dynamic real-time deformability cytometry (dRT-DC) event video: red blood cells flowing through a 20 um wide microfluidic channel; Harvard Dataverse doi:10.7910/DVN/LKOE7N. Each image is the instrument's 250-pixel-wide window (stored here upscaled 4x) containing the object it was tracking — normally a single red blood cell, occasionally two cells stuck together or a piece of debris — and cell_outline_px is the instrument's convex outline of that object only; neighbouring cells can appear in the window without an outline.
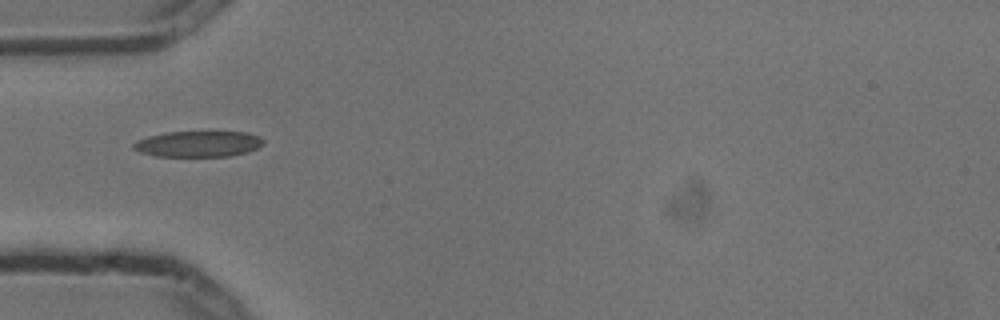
{"species": "common noctule bat (a hibernating species)", "species_latin": "Nyctalus noctula", "temperature_condition": "cold", "stored_images_in_passage": 3, "camera_frame_rate_fps": 3000, "um_per_image_px": 0.085, "animal": {"sex": "male", "body_mass_g": 13.3}, "frame": {"image": 1, "passage_image": 1, "time_ms": 0.0, "image_size_px": [1000, 320], "cell_outline_px": [[264, 144], [256, 148], [244, 152], [228, 156], [156, 156], [140, 152], [132, 148], [132, 144], [136, 140], [148, 136], [164, 132], [248, 132], [260, 136], [264, 140]], "centroid_in_image_um": [16.82, 12.22], "position_along_channel_um": 68.2, "area_um2": 19.59}}
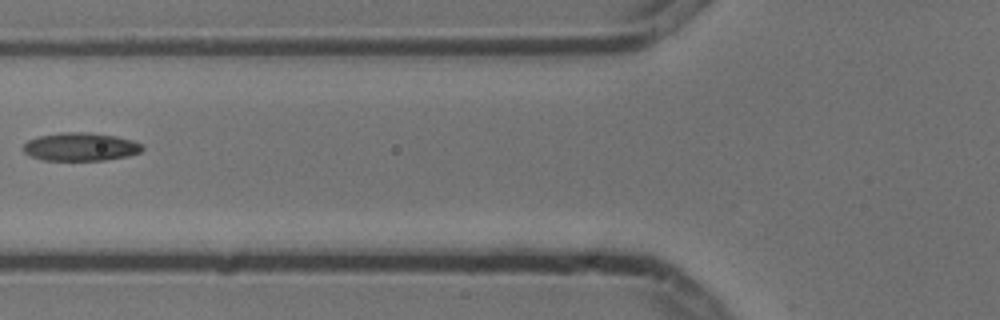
{"frame": {"image": 2, "passage_image": 2, "time_ms": 0.333, "image_size_px": [1000, 320], "cell_outline_px": [[144, 148], [140, 152], [128, 156], [104, 160], [44, 160], [32, 156], [24, 152], [24, 144], [28, 140], [36, 136], [60, 132], [88, 132], [116, 136], [132, 140], [140, 144]], "centroid_in_image_um": [6.83, 12.47], "position_along_channel_um": 119.0, "area_um2": 19.54}}
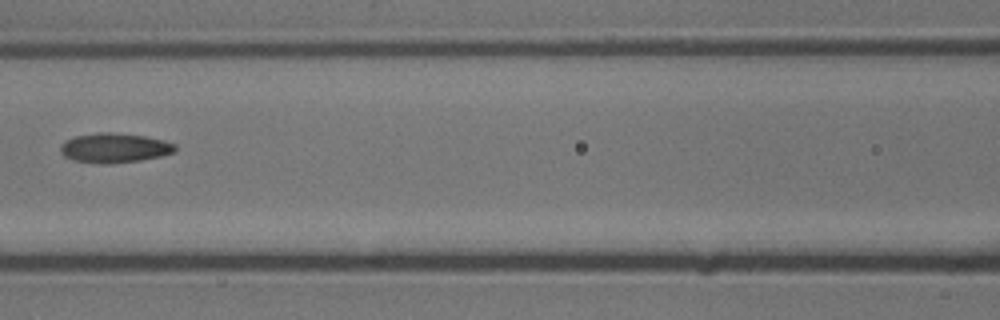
{"frame": {"image": 3, "passage_image": 3, "time_ms": 0.667, "image_size_px": [1000, 320], "cell_outline_px": [[176, 152], [160, 156], [140, 160], [112, 164], [104, 164], [72, 160], [64, 156], [60, 152], [60, 144], [64, 140], [76, 136], [100, 132], [112, 132], [144, 136], [164, 140], [176, 144]], "centroid_in_image_um": [9.72, 12.57], "position_along_channel_um": 156.9, "area_um2": 19.94}}